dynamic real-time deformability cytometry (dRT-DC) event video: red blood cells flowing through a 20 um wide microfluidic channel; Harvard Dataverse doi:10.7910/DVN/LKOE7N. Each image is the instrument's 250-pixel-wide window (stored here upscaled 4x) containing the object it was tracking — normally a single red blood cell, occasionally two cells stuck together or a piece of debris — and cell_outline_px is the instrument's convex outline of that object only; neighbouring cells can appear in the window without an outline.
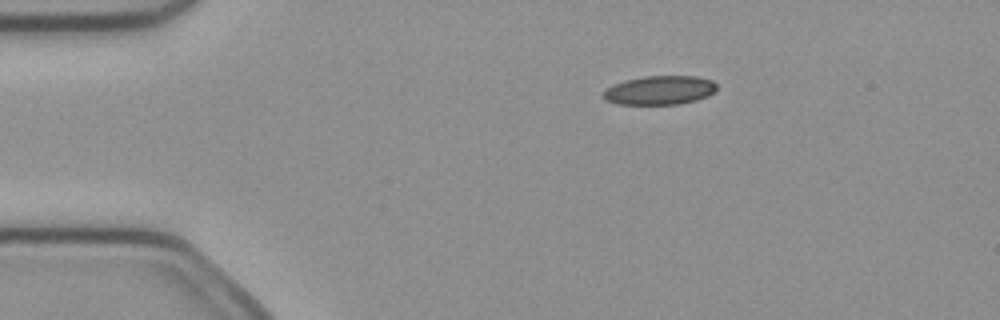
{"species": "common noctule bat (a hibernating species)", "species_latin": "Nyctalus noctula", "temperature_condition": "cold", "stored_images_in_passage": 3, "camera_frame_rate_fps": 3000, "um_per_image_px": 0.085, "animal": {"sex": "female", "body_mass_g": 21.9}, "frame": {"image": 1, "passage_image": 1, "time_ms": 0.0, "image_size_px": [1000, 320], "cell_outline_px": [[716, 92], [708, 96], [696, 100], [680, 104], [616, 104], [604, 100], [600, 96], [604, 88], [612, 84], [624, 80], [644, 76], [696, 76], [712, 80], [716, 84]], "centroid_in_image_um": [56.01, 7.67], "position_along_channel_um": 29.0, "area_um2": 19.54}}